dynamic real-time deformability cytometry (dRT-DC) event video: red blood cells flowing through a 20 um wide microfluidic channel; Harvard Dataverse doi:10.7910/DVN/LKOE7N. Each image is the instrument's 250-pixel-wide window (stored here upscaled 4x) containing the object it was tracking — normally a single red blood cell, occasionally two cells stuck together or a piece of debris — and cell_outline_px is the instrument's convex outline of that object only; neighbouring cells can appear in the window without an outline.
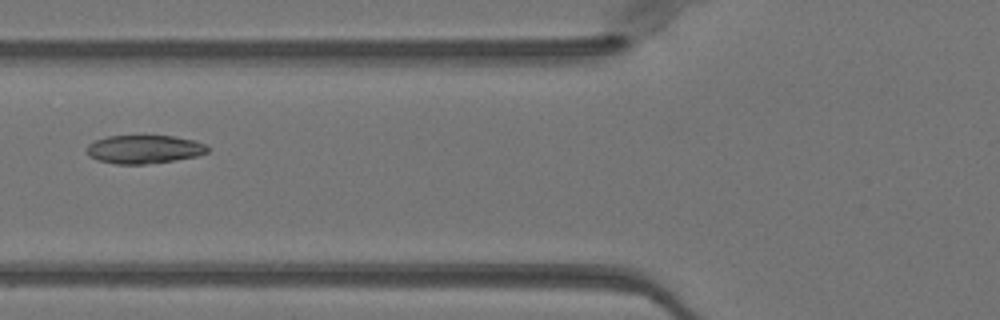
{"species": "Egyptian fruit bat (a non-hibernating species)", "species_latin": "Rousettus aegyptiacus", "temperature_condition": "warm", "stored_images_in_passage": 51, "camera_frame_rate_fps": 3000, "um_per_image_px": 0.085, "animal": {"sex": "female"}, "frame": {"image": 1, "passage_image": 20, "time_ms": 6.333, "image_size_px": [1000, 320], "cell_outline_px": [[208, 152], [196, 156], [172, 160], [144, 164], [116, 164], [96, 160], [88, 156], [88, 144], [96, 140], [108, 136], [172, 136], [196, 140], [204, 144], [208, 148]], "centroid_in_image_um": [12.24, 12.69], "position_along_channel_um": 113.6, "area_um2": 19.83}}
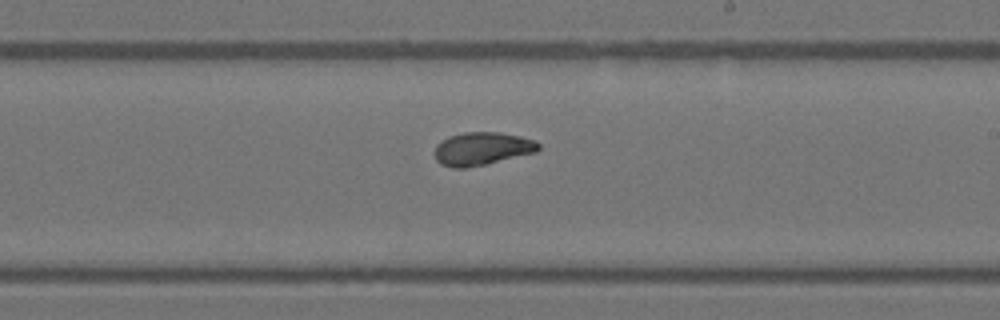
{"frame": {"image": 2, "passage_image": 30, "time_ms": 9.667, "image_size_px": [1000, 320], "cell_outline_px": [[540, 148], [536, 152], [484, 164], [464, 168], [452, 168], [440, 164], [436, 160], [436, 144], [448, 136], [464, 132], [500, 132], [520, 136], [536, 140], [540, 144]], "centroid_in_image_um": [40.98, 12.63], "position_along_channel_um": 248.0, "area_um2": 19.94}}
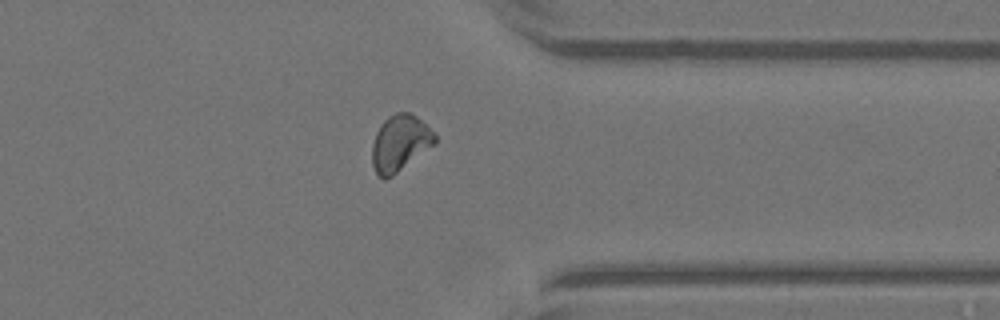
{"frame": {"image": 3, "passage_image": 40, "time_ms": 13.0, "image_size_px": [1000, 320], "cell_outline_px": [[436, 144], [392, 176], [384, 180], [376, 172], [372, 164], [372, 144], [376, 132], [380, 124], [388, 116], [396, 112], [408, 112], [416, 116], [436, 132]], "centroid_in_image_um": [34.01, 12.15], "position_along_channel_um": 377.4, "area_um2": 20.75}, "authors_computed_cell_mechanics": {"area_um2": 20.3456, "velocity_mm_per_s": 4.0333, "shape_relaxation_time_tau1_ms": 3.9276, "shape_relaxation_time_tau2_ms": 1.317, "deformation_change_tau1": 0.1403, "deformation_change_tau2": 0.0493}}